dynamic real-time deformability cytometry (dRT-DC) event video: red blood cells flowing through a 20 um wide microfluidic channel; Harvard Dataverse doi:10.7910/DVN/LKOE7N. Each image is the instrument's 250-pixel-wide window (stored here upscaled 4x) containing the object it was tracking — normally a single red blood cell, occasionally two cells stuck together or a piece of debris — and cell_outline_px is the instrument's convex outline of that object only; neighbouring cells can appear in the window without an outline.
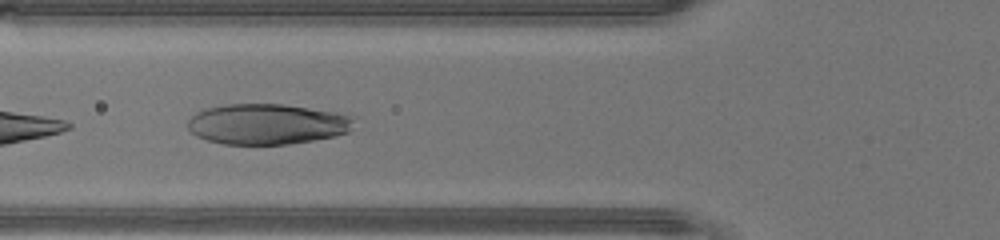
{"species": "human", "species_latin": "Homo sapiens", "temperature_condition": "warm", "stored_images_in_passage": 42, "camera_frame_rate_fps": 3000, "um_per_image_px": 0.085, "donor": {"sex": "male"}, "frame": {"image": 1, "passage_image": 16, "time_ms": 5.0, "image_size_px": [1000, 240], "cell_outline_px": [[360, 116], [352, 128], [348, 132], [336, 136], [288, 144], [224, 144], [208, 140], [196, 136], [188, 128], [188, 120], [196, 112], [208, 108], [224, 104], [284, 104], [336, 112]], "centroid_in_image_um": [22.78, 10.54], "position_along_channel_um": 103.0, "area_um2": 39.65}}
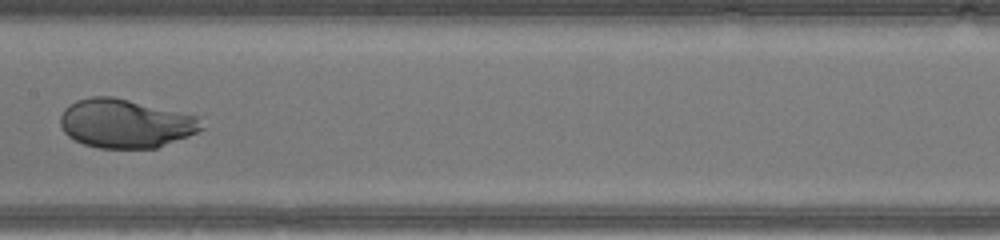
{"frame": {"image": 2, "passage_image": 22, "time_ms": 7.0, "image_size_px": [1000, 240], "cell_outline_px": [[204, 128], [188, 136], [156, 148], [100, 148], [84, 144], [68, 136], [64, 132], [60, 124], [60, 116], [64, 108], [68, 104], [76, 100], [92, 96], [112, 96], [196, 116]], "centroid_in_image_um": [10.6, 10.49], "position_along_channel_um": 196.8, "area_um2": 39.82}}
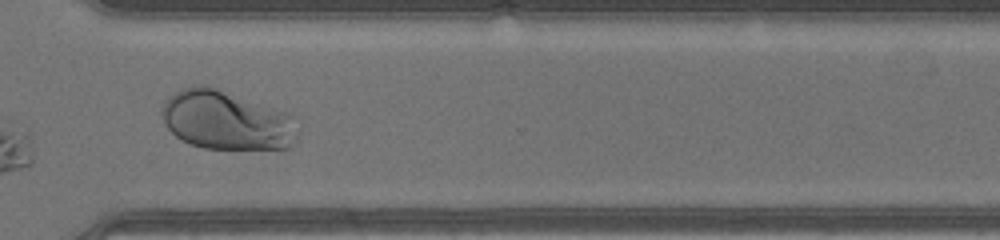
{"frame": {"image": 3, "passage_image": 32, "time_ms": 10.333, "image_size_px": [1000, 240], "cell_outline_px": [[300, 132], [292, 144], [288, 148], [204, 148], [180, 140], [168, 128], [160, 112], [164, 100], [168, 96], [192, 84], [208, 84], [296, 116]], "centroid_in_image_um": [19.26, 10.2], "position_along_channel_um": 351.3, "area_um2": 47.16}}